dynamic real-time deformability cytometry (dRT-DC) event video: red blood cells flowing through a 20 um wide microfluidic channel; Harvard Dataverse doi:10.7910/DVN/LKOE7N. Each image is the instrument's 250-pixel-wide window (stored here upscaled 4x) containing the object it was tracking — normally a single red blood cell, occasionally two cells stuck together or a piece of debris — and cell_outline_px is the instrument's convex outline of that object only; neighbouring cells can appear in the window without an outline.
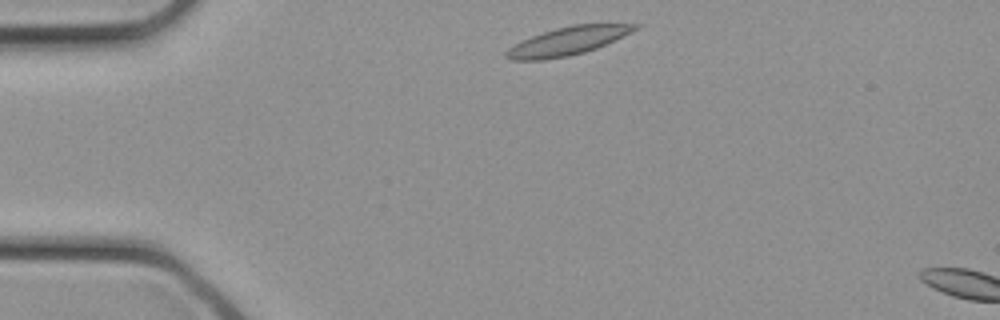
{"species": "common noctule bat (a hibernating species)", "species_latin": "Nyctalus noctula", "temperature_condition": "cold", "stored_images_in_passage": 3, "camera_frame_rate_fps": 3000, "um_per_image_px": 0.085, "animal": {"sex": "female", "body_mass_g": 21.9}, "frame": {"image": 1, "passage_image": 1, "time_ms": 0.0, "image_size_px": [1000, 320], "cell_outline_px": [[644, 24], [640, 28], [632, 32], [596, 48], [584, 52], [568, 56], [544, 60], [512, 60], [504, 56], [504, 52], [508, 48], [520, 40], [556, 28], [572, 24]], "centroid_in_image_um": [48.24, 3.49], "position_along_channel_um": 36.8, "area_um2": 21.15}}